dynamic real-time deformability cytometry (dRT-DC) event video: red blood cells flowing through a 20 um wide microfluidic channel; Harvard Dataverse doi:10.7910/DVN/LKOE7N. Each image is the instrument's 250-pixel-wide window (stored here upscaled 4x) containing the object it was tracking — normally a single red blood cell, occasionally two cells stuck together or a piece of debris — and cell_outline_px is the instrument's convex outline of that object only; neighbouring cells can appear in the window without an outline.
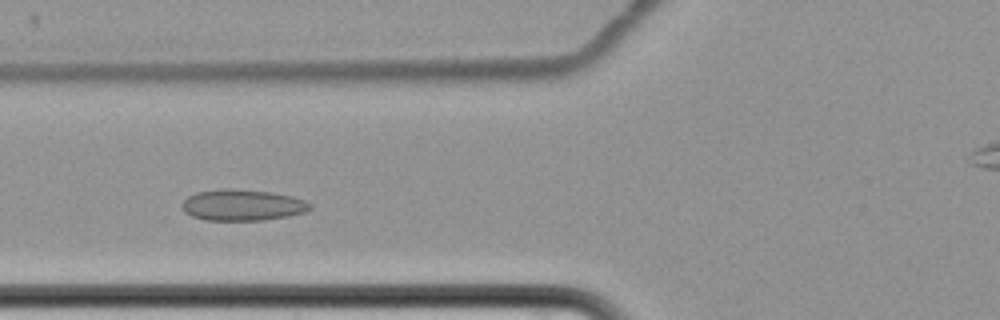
{"species": "common noctule bat (a hibernating species)", "species_latin": "Nyctalus noctula", "temperature_condition": "cold", "stored_images_in_passage": 4, "camera_frame_rate_fps": 3000, "um_per_image_px": 0.085, "animal": {"sex": "female", "body_mass_g": 22.7, "forearm_length_mm": 54.2}, "frame": {"image": 1, "passage_image": 4, "time_ms": 3.667, "image_size_px": [1000, 320], "cell_outline_px": [[312, 208], [304, 212], [288, 216], [264, 220], [204, 220], [192, 216], [184, 212], [180, 208], [180, 204], [188, 196], [196, 192], [224, 188], [228, 188], [272, 192], [292, 196], [304, 200], [312, 204]], "centroid_in_image_um": [20.58, 17.43], "position_along_channel_um": 105.2, "area_um2": 23.47}}